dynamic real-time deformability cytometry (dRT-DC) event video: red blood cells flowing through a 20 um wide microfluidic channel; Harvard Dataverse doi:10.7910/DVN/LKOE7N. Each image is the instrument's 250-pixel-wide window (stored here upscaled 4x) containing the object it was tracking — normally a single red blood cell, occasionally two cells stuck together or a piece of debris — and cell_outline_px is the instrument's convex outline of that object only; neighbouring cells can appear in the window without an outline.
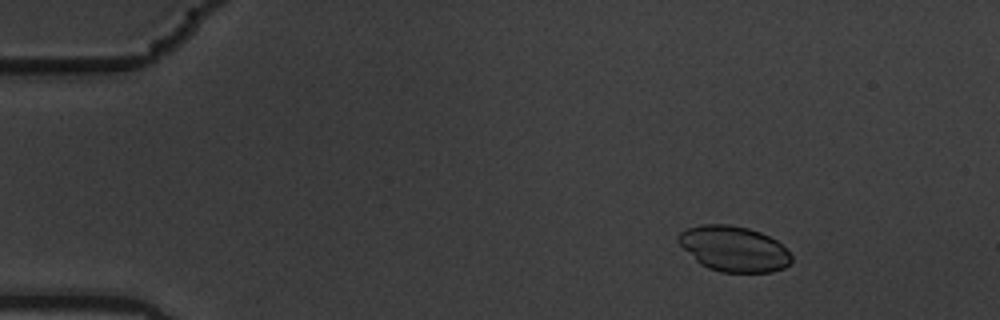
{"species": "common noctule bat (a hibernating species)", "species_latin": "Nyctalus noctula", "temperature_condition": "warm", "stored_images_in_passage": 58, "camera_frame_rate_fps": 3000, "um_per_image_px": 0.085, "animal": {"sex": "male", "body_mass_g": 19.5, "forearm_length_mm": 54.6}, "frame": {"image": 1, "passage_image": 8, "time_ms": 2.333, "image_size_px": [1000, 320], "cell_outline_px": [[792, 260], [784, 268], [772, 272], [720, 272], [708, 268], [700, 264], [676, 240], [676, 236], [680, 232], [688, 228], [700, 224], [728, 224], [748, 228], [760, 232], [776, 240], [792, 256]], "centroid_in_image_um": [62.35, 21.14], "position_along_channel_um": 22.6, "area_um2": 29.82}}